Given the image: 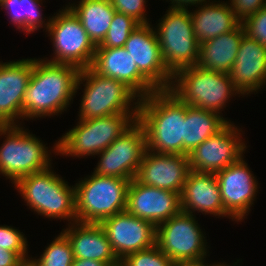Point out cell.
Segmentation results:
<instances>
[{
  "instance_id": "ab89813d",
  "label": "cell",
  "mask_w": 266,
  "mask_h": 266,
  "mask_svg": "<svg viewBox=\"0 0 266 266\" xmlns=\"http://www.w3.org/2000/svg\"><path fill=\"white\" fill-rule=\"evenodd\" d=\"M237 263H239V260H237V262H235V263L233 264V266H236ZM212 266H232V265H228V264H226L225 262H223L222 264H221L220 262H218L217 264H216V263H213Z\"/></svg>"
},
{
  "instance_id": "30bf717a",
  "label": "cell",
  "mask_w": 266,
  "mask_h": 266,
  "mask_svg": "<svg viewBox=\"0 0 266 266\" xmlns=\"http://www.w3.org/2000/svg\"><path fill=\"white\" fill-rule=\"evenodd\" d=\"M59 9L51 16L47 29L53 45V57L43 60L54 64H68L78 69L91 67L96 46L91 41L79 18L70 8Z\"/></svg>"
},
{
  "instance_id": "7402d4cb",
  "label": "cell",
  "mask_w": 266,
  "mask_h": 266,
  "mask_svg": "<svg viewBox=\"0 0 266 266\" xmlns=\"http://www.w3.org/2000/svg\"><path fill=\"white\" fill-rule=\"evenodd\" d=\"M181 211L195 215L210 214L213 216L228 217L224 210L221 190L215 173L190 171L182 193Z\"/></svg>"
},
{
  "instance_id": "cb8c5ba5",
  "label": "cell",
  "mask_w": 266,
  "mask_h": 266,
  "mask_svg": "<svg viewBox=\"0 0 266 266\" xmlns=\"http://www.w3.org/2000/svg\"><path fill=\"white\" fill-rule=\"evenodd\" d=\"M189 12L199 44L228 33L241 23L231 10L230 4L220 0L204 3L199 5L198 9Z\"/></svg>"
},
{
  "instance_id": "f546056e",
  "label": "cell",
  "mask_w": 266,
  "mask_h": 266,
  "mask_svg": "<svg viewBox=\"0 0 266 266\" xmlns=\"http://www.w3.org/2000/svg\"><path fill=\"white\" fill-rule=\"evenodd\" d=\"M141 24L133 17L115 12L109 30L102 41L96 47L118 48L124 47L130 34Z\"/></svg>"
},
{
  "instance_id": "74e56055",
  "label": "cell",
  "mask_w": 266,
  "mask_h": 266,
  "mask_svg": "<svg viewBox=\"0 0 266 266\" xmlns=\"http://www.w3.org/2000/svg\"><path fill=\"white\" fill-rule=\"evenodd\" d=\"M72 266H109L98 260L74 259Z\"/></svg>"
},
{
  "instance_id": "8d00e7d4",
  "label": "cell",
  "mask_w": 266,
  "mask_h": 266,
  "mask_svg": "<svg viewBox=\"0 0 266 266\" xmlns=\"http://www.w3.org/2000/svg\"><path fill=\"white\" fill-rule=\"evenodd\" d=\"M168 1V0H166ZM212 0H170L171 3L169 8H180V9H188V6L198 7L204 3H208ZM198 5V6H197Z\"/></svg>"
},
{
  "instance_id": "2e32d148",
  "label": "cell",
  "mask_w": 266,
  "mask_h": 266,
  "mask_svg": "<svg viewBox=\"0 0 266 266\" xmlns=\"http://www.w3.org/2000/svg\"><path fill=\"white\" fill-rule=\"evenodd\" d=\"M99 224L120 261L129 254L156 244V226L127 211L105 218Z\"/></svg>"
},
{
  "instance_id": "9a60e30c",
  "label": "cell",
  "mask_w": 266,
  "mask_h": 266,
  "mask_svg": "<svg viewBox=\"0 0 266 266\" xmlns=\"http://www.w3.org/2000/svg\"><path fill=\"white\" fill-rule=\"evenodd\" d=\"M141 24L128 37L124 48L135 61L139 72L157 89L169 90L173 74L162 60L154 26Z\"/></svg>"
},
{
  "instance_id": "7a4b0ae2",
  "label": "cell",
  "mask_w": 266,
  "mask_h": 266,
  "mask_svg": "<svg viewBox=\"0 0 266 266\" xmlns=\"http://www.w3.org/2000/svg\"><path fill=\"white\" fill-rule=\"evenodd\" d=\"M146 133V149L184 155L185 103L169 90L140 98L138 118Z\"/></svg>"
},
{
  "instance_id": "8fae6325",
  "label": "cell",
  "mask_w": 266,
  "mask_h": 266,
  "mask_svg": "<svg viewBox=\"0 0 266 266\" xmlns=\"http://www.w3.org/2000/svg\"><path fill=\"white\" fill-rule=\"evenodd\" d=\"M196 216L180 211L156 226V245L174 263L207 258L209 247Z\"/></svg>"
},
{
  "instance_id": "ffe728a7",
  "label": "cell",
  "mask_w": 266,
  "mask_h": 266,
  "mask_svg": "<svg viewBox=\"0 0 266 266\" xmlns=\"http://www.w3.org/2000/svg\"><path fill=\"white\" fill-rule=\"evenodd\" d=\"M91 68L101 76L124 82L140 98L157 91L139 72L135 61L124 47H96Z\"/></svg>"
},
{
  "instance_id": "484cf974",
  "label": "cell",
  "mask_w": 266,
  "mask_h": 266,
  "mask_svg": "<svg viewBox=\"0 0 266 266\" xmlns=\"http://www.w3.org/2000/svg\"><path fill=\"white\" fill-rule=\"evenodd\" d=\"M227 119L217 112L185 103L184 155L188 156L203 141L220 131L229 122Z\"/></svg>"
},
{
  "instance_id": "44dd1931",
  "label": "cell",
  "mask_w": 266,
  "mask_h": 266,
  "mask_svg": "<svg viewBox=\"0 0 266 266\" xmlns=\"http://www.w3.org/2000/svg\"><path fill=\"white\" fill-rule=\"evenodd\" d=\"M235 87L245 95L261 91L266 85V47L243 35L237 58L229 72Z\"/></svg>"
},
{
  "instance_id": "d6a6232c",
  "label": "cell",
  "mask_w": 266,
  "mask_h": 266,
  "mask_svg": "<svg viewBox=\"0 0 266 266\" xmlns=\"http://www.w3.org/2000/svg\"><path fill=\"white\" fill-rule=\"evenodd\" d=\"M245 34L266 47V6L241 22Z\"/></svg>"
},
{
  "instance_id": "836d02e7",
  "label": "cell",
  "mask_w": 266,
  "mask_h": 266,
  "mask_svg": "<svg viewBox=\"0 0 266 266\" xmlns=\"http://www.w3.org/2000/svg\"><path fill=\"white\" fill-rule=\"evenodd\" d=\"M114 10L133 17L140 24H149L146 17V0H110Z\"/></svg>"
},
{
  "instance_id": "9c48e42d",
  "label": "cell",
  "mask_w": 266,
  "mask_h": 266,
  "mask_svg": "<svg viewBox=\"0 0 266 266\" xmlns=\"http://www.w3.org/2000/svg\"><path fill=\"white\" fill-rule=\"evenodd\" d=\"M154 27L162 60L174 74L178 70L195 66L199 57V43L194 34L188 9L168 8Z\"/></svg>"
},
{
  "instance_id": "277c9868",
  "label": "cell",
  "mask_w": 266,
  "mask_h": 266,
  "mask_svg": "<svg viewBox=\"0 0 266 266\" xmlns=\"http://www.w3.org/2000/svg\"><path fill=\"white\" fill-rule=\"evenodd\" d=\"M51 166L20 178L15 184L31 211L50 219L76 222L75 186L56 174ZM54 171V172H53Z\"/></svg>"
},
{
  "instance_id": "3957f363",
  "label": "cell",
  "mask_w": 266,
  "mask_h": 266,
  "mask_svg": "<svg viewBox=\"0 0 266 266\" xmlns=\"http://www.w3.org/2000/svg\"><path fill=\"white\" fill-rule=\"evenodd\" d=\"M169 91L189 106L214 111L221 116L231 97L242 96L229 73L205 70L197 65L175 72Z\"/></svg>"
},
{
  "instance_id": "d6986e66",
  "label": "cell",
  "mask_w": 266,
  "mask_h": 266,
  "mask_svg": "<svg viewBox=\"0 0 266 266\" xmlns=\"http://www.w3.org/2000/svg\"><path fill=\"white\" fill-rule=\"evenodd\" d=\"M190 171L187 155L158 154L146 149L135 178L144 185L181 195Z\"/></svg>"
},
{
  "instance_id": "ac0fdd59",
  "label": "cell",
  "mask_w": 266,
  "mask_h": 266,
  "mask_svg": "<svg viewBox=\"0 0 266 266\" xmlns=\"http://www.w3.org/2000/svg\"><path fill=\"white\" fill-rule=\"evenodd\" d=\"M126 211L157 226L181 211L180 194L144 185L134 178L128 187Z\"/></svg>"
},
{
  "instance_id": "d590c367",
  "label": "cell",
  "mask_w": 266,
  "mask_h": 266,
  "mask_svg": "<svg viewBox=\"0 0 266 266\" xmlns=\"http://www.w3.org/2000/svg\"><path fill=\"white\" fill-rule=\"evenodd\" d=\"M26 262L14 251L0 248V266H24Z\"/></svg>"
},
{
  "instance_id": "f1b7e54d",
  "label": "cell",
  "mask_w": 266,
  "mask_h": 266,
  "mask_svg": "<svg viewBox=\"0 0 266 266\" xmlns=\"http://www.w3.org/2000/svg\"><path fill=\"white\" fill-rule=\"evenodd\" d=\"M39 258L31 256L29 264L31 266H72L74 255L68 238L60 232L52 240Z\"/></svg>"
},
{
  "instance_id": "4316f807",
  "label": "cell",
  "mask_w": 266,
  "mask_h": 266,
  "mask_svg": "<svg viewBox=\"0 0 266 266\" xmlns=\"http://www.w3.org/2000/svg\"><path fill=\"white\" fill-rule=\"evenodd\" d=\"M77 3L69 2L65 8H70L79 18L94 45H100L116 12L110 0H82Z\"/></svg>"
},
{
  "instance_id": "5bb4252c",
  "label": "cell",
  "mask_w": 266,
  "mask_h": 266,
  "mask_svg": "<svg viewBox=\"0 0 266 266\" xmlns=\"http://www.w3.org/2000/svg\"><path fill=\"white\" fill-rule=\"evenodd\" d=\"M221 190L225 212L232 221L242 222L250 213V208L258 193V181L244 156L236 163L215 173Z\"/></svg>"
},
{
  "instance_id": "e0dca14e",
  "label": "cell",
  "mask_w": 266,
  "mask_h": 266,
  "mask_svg": "<svg viewBox=\"0 0 266 266\" xmlns=\"http://www.w3.org/2000/svg\"><path fill=\"white\" fill-rule=\"evenodd\" d=\"M33 65L34 58L0 61V126L22 124L23 97Z\"/></svg>"
},
{
  "instance_id": "7c38bea8",
  "label": "cell",
  "mask_w": 266,
  "mask_h": 266,
  "mask_svg": "<svg viewBox=\"0 0 266 266\" xmlns=\"http://www.w3.org/2000/svg\"><path fill=\"white\" fill-rule=\"evenodd\" d=\"M146 150V133L136 120L122 135L101 153L93 173L132 180L136 177Z\"/></svg>"
},
{
  "instance_id": "6da1fadb",
  "label": "cell",
  "mask_w": 266,
  "mask_h": 266,
  "mask_svg": "<svg viewBox=\"0 0 266 266\" xmlns=\"http://www.w3.org/2000/svg\"><path fill=\"white\" fill-rule=\"evenodd\" d=\"M80 69L34 58L33 72L23 97L22 120L51 117L67 111L76 95Z\"/></svg>"
},
{
  "instance_id": "1f68e13d",
  "label": "cell",
  "mask_w": 266,
  "mask_h": 266,
  "mask_svg": "<svg viewBox=\"0 0 266 266\" xmlns=\"http://www.w3.org/2000/svg\"><path fill=\"white\" fill-rule=\"evenodd\" d=\"M20 230L0 225V248L16 252L26 263H29L28 241Z\"/></svg>"
},
{
  "instance_id": "4dcf8cb0",
  "label": "cell",
  "mask_w": 266,
  "mask_h": 266,
  "mask_svg": "<svg viewBox=\"0 0 266 266\" xmlns=\"http://www.w3.org/2000/svg\"><path fill=\"white\" fill-rule=\"evenodd\" d=\"M174 262L154 246L125 256L120 266H173Z\"/></svg>"
},
{
  "instance_id": "8992f818",
  "label": "cell",
  "mask_w": 266,
  "mask_h": 266,
  "mask_svg": "<svg viewBox=\"0 0 266 266\" xmlns=\"http://www.w3.org/2000/svg\"><path fill=\"white\" fill-rule=\"evenodd\" d=\"M138 118V114H115L95 119H79L56 143L52 153L72 158L94 156L105 150ZM54 151V152H53Z\"/></svg>"
},
{
  "instance_id": "ba28073f",
  "label": "cell",
  "mask_w": 266,
  "mask_h": 266,
  "mask_svg": "<svg viewBox=\"0 0 266 266\" xmlns=\"http://www.w3.org/2000/svg\"><path fill=\"white\" fill-rule=\"evenodd\" d=\"M6 135V136H5ZM0 174L15 184L20 178L52 166L51 151L21 125L0 126Z\"/></svg>"
},
{
  "instance_id": "4fadbf2b",
  "label": "cell",
  "mask_w": 266,
  "mask_h": 266,
  "mask_svg": "<svg viewBox=\"0 0 266 266\" xmlns=\"http://www.w3.org/2000/svg\"><path fill=\"white\" fill-rule=\"evenodd\" d=\"M240 131L243 134L242 128L235 126L230 120L220 131L188 154L190 169L216 173L239 161L247 149Z\"/></svg>"
},
{
  "instance_id": "83f0119b",
  "label": "cell",
  "mask_w": 266,
  "mask_h": 266,
  "mask_svg": "<svg viewBox=\"0 0 266 266\" xmlns=\"http://www.w3.org/2000/svg\"><path fill=\"white\" fill-rule=\"evenodd\" d=\"M42 2L43 0H2L0 7L7 10L12 26L27 35L41 28L47 32L51 17L46 20L43 18Z\"/></svg>"
},
{
  "instance_id": "d4e9b609",
  "label": "cell",
  "mask_w": 266,
  "mask_h": 266,
  "mask_svg": "<svg viewBox=\"0 0 266 266\" xmlns=\"http://www.w3.org/2000/svg\"><path fill=\"white\" fill-rule=\"evenodd\" d=\"M244 34L240 23L234 30L199 44L196 65L205 70L229 73L237 58Z\"/></svg>"
},
{
  "instance_id": "5b68a950",
  "label": "cell",
  "mask_w": 266,
  "mask_h": 266,
  "mask_svg": "<svg viewBox=\"0 0 266 266\" xmlns=\"http://www.w3.org/2000/svg\"><path fill=\"white\" fill-rule=\"evenodd\" d=\"M78 89L83 90L78 119L89 120L115 114H138L140 97L124 82L101 76L91 67L80 70L76 92Z\"/></svg>"
},
{
  "instance_id": "52a82bcc",
  "label": "cell",
  "mask_w": 266,
  "mask_h": 266,
  "mask_svg": "<svg viewBox=\"0 0 266 266\" xmlns=\"http://www.w3.org/2000/svg\"><path fill=\"white\" fill-rule=\"evenodd\" d=\"M131 180L98 176L92 173L75 183L76 220L100 223L103 219L126 211Z\"/></svg>"
},
{
  "instance_id": "e575fe53",
  "label": "cell",
  "mask_w": 266,
  "mask_h": 266,
  "mask_svg": "<svg viewBox=\"0 0 266 266\" xmlns=\"http://www.w3.org/2000/svg\"><path fill=\"white\" fill-rule=\"evenodd\" d=\"M229 2L231 10L240 22L266 6V0H230Z\"/></svg>"
},
{
  "instance_id": "603a6c76",
  "label": "cell",
  "mask_w": 266,
  "mask_h": 266,
  "mask_svg": "<svg viewBox=\"0 0 266 266\" xmlns=\"http://www.w3.org/2000/svg\"><path fill=\"white\" fill-rule=\"evenodd\" d=\"M61 232L71 244L74 259L98 260L109 266H120V260L99 223L76 221Z\"/></svg>"
},
{
  "instance_id": "f35d334b",
  "label": "cell",
  "mask_w": 266,
  "mask_h": 266,
  "mask_svg": "<svg viewBox=\"0 0 266 266\" xmlns=\"http://www.w3.org/2000/svg\"><path fill=\"white\" fill-rule=\"evenodd\" d=\"M206 262H207L206 258H203L200 260L175 262L173 266H212L213 265Z\"/></svg>"
}]
</instances>
